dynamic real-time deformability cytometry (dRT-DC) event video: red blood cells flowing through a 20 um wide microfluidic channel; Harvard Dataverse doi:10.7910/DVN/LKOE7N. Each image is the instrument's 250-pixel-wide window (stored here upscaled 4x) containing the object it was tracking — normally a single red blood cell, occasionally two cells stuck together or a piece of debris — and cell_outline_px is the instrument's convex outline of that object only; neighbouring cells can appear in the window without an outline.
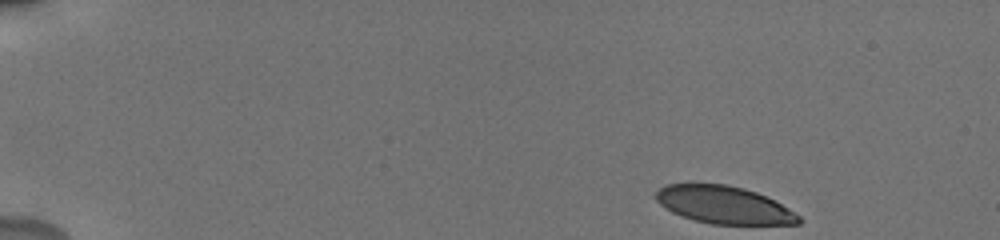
{"species": "human", "species_latin": "Homo sapiens", "temperature_condition": "cold", "stored_images_in_passage": 48, "camera_frame_rate_fps": 3000, "um_per_image_px": 0.085, "donor": {"sex": "male"}, "frame": {"image": 1, "passage_image": 1, "time_ms": 0.0, "image_size_px": [1000, 240], "cell_outline_px": [[804, 220], [800, 224], [712, 224], [696, 220], [672, 212], [660, 204], [652, 196], [660, 188], [668, 184], [728, 184], [744, 188], [756, 192], [788, 208], [800, 216]], "centroid_in_image_um": [61.53, 17.41], "position_along_channel_um": 23.5, "area_um2": 31.04}}
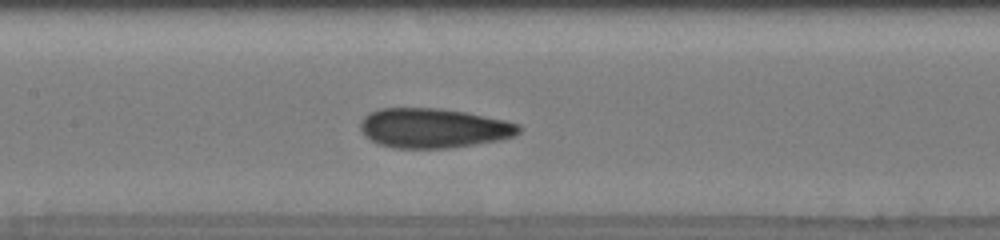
{"frame": {"image": 2, "passage_image": 22, "time_ms": 7.0, "image_size_px": [1000, 240], "cell_outline_px": [[520, 132], [512, 136], [500, 140], [448, 148], [396, 148], [380, 144], [364, 136], [360, 128], [360, 120], [368, 112], [380, 108], [440, 108], [464, 112], [504, 120], [520, 124]], "centroid_in_image_um": [36.81, 10.88], "position_along_channel_um": 170.6, "area_um2": 36.53}}
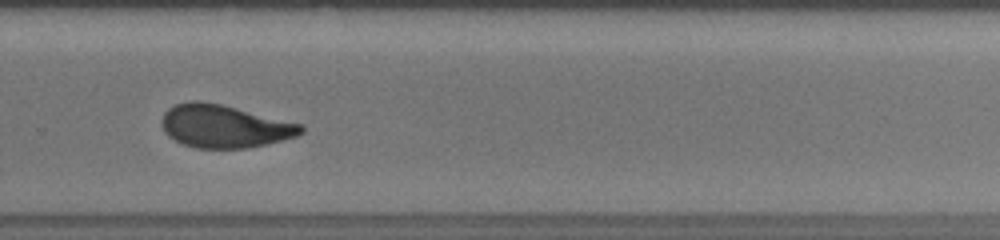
{"frame": {"image": 3, "passage_image": 33, "time_ms": 10.667, "image_size_px": [1000, 240], "cell_outline_px": [[304, 132], [296, 136], [284, 140], [268, 144], [248, 148], [196, 148], [184, 144], [168, 136], [164, 132], [160, 120], [164, 112], [168, 108], [176, 104], [188, 100], [196, 100], [220, 104], [304, 124]], "centroid_in_image_um": [19.08, 10.73], "position_along_channel_um": 310.7, "area_um2": 35.03}, "authors_computed_cell_mechanics": {"area_um2": 34.8245, "velocity_mm_per_s": 3.8342, "shape_relaxation_time_tau1_ms": 5.2373, "shape_relaxation_time_tau2_ms": 1.1737, "deformation_change_tau1": 0.1583, "deformation_change_tau2": 0.0711}}